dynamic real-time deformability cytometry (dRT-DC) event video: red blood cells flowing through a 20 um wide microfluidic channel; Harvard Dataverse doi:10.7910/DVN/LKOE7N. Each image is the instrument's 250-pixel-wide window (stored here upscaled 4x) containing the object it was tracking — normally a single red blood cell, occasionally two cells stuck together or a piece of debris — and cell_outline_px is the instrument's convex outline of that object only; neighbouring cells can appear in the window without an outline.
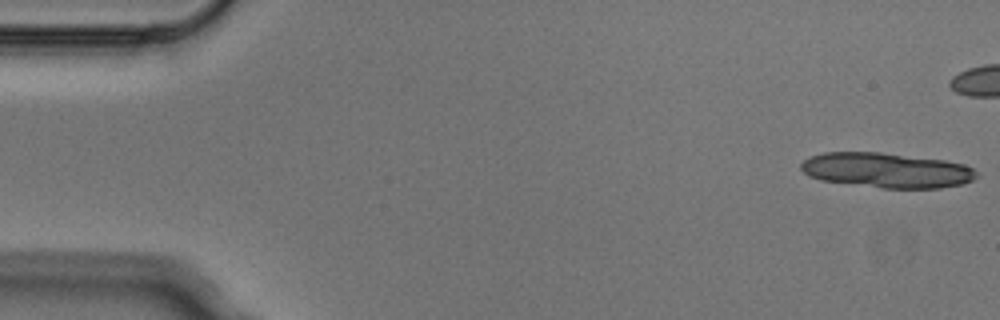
{"species": "Egyptian fruit bat (a non-hibernating species)", "species_latin": "Rousettus aegyptiacus", "temperature_condition": "cold", "stored_images_in_passage": 4, "camera_frame_rate_fps": 3000, "um_per_image_px": 0.085, "animal": {"sex": "male"}, "frame": {"image": 1, "passage_image": 1, "time_ms": 0.0, "image_size_px": [1000, 320], "cell_outline_px": [[976, 176], [972, 180], [960, 184], [940, 188], [884, 188], [820, 180], [808, 176], [800, 168], [800, 164], [804, 160], [812, 156], [824, 152], [880, 152], [944, 160], [964, 164], [972, 168], [976, 172]], "centroid_in_image_um": [75.34, 14.47], "position_along_channel_um": 9.7, "area_um2": 35.6}}